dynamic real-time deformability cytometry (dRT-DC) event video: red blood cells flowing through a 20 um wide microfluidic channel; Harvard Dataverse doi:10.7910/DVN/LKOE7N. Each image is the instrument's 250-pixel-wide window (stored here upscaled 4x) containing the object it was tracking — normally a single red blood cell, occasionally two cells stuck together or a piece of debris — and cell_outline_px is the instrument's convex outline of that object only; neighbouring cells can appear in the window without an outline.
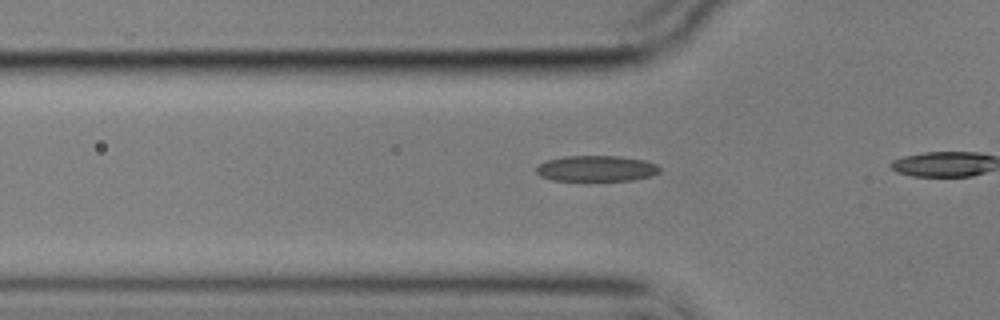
{"species": "common noctule bat (a hibernating species)", "species_latin": "Nyctalus noctula", "temperature_condition": "cold", "stored_images_in_passage": 7, "camera_frame_rate_fps": 3000, "um_per_image_px": 0.085, "animal": {"sex": "male", "body_mass_g": 17.9}, "frame": {"image": 1, "passage_image": 4, "time_ms": 1.0, "image_size_px": [1000, 320], "cell_outline_px": [[660, 172], [652, 176], [632, 180], [552, 180], [540, 176], [536, 172], [536, 168], [544, 160], [564, 156], [616, 156], [644, 160], [656, 164], [660, 168]], "centroid_in_image_um": [50.68, 14.32], "position_along_channel_um": 75.1, "area_um2": 18.55}}